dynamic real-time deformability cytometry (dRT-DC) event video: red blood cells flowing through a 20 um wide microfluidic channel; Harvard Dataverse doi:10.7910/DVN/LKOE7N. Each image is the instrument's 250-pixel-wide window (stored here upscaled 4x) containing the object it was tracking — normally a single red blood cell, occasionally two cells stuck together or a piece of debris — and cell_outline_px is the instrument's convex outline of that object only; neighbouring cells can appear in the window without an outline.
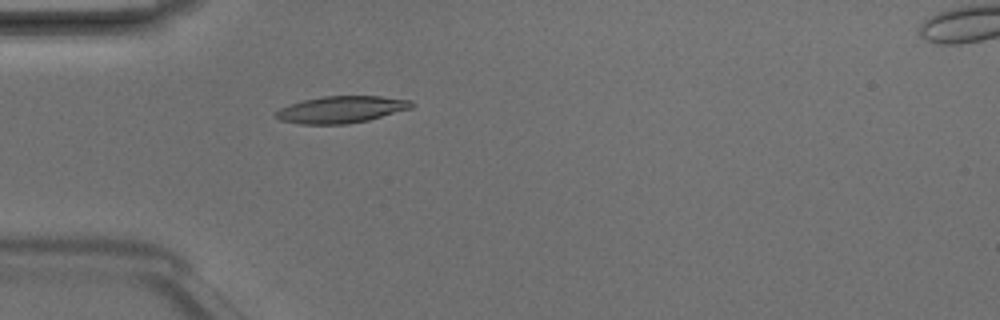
{"species": "Egyptian fruit bat (a non-hibernating species)", "species_latin": "Rousettus aegyptiacus", "temperature_condition": "room temperature", "stored_images_in_passage": 4, "camera_frame_rate_fps": 3000, "um_per_image_px": 0.085, "animal": {"sex": "male"}, "frame": {"image": 1, "passage_image": 3, "time_ms": 0.667, "image_size_px": [1000, 320], "cell_outline_px": [[416, 104], [412, 108], [368, 120], [348, 124], [300, 124], [280, 120], [276, 116], [276, 112], [280, 108], [304, 100], [324, 96], [380, 96], [412, 100]], "centroid_in_image_um": [29.06, 9.31], "position_along_channel_um": 55.9, "area_um2": 21.15}}